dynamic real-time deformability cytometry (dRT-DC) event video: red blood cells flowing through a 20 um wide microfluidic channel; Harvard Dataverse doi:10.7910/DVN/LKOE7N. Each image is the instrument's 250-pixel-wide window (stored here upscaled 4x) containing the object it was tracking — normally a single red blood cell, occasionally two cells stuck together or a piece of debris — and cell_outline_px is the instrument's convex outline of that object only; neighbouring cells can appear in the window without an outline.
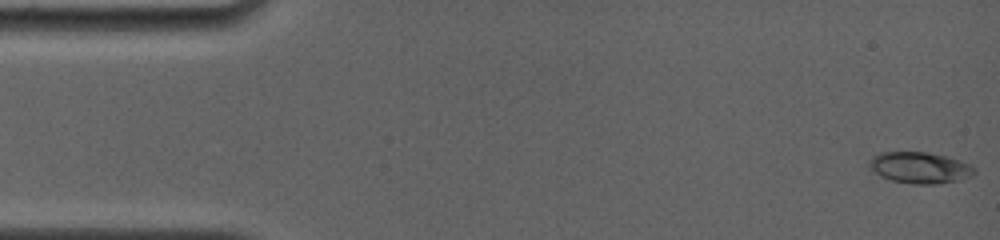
{"species": "common noctule bat (a hibernating species)", "species_latin": "Nyctalus noctula", "temperature_condition": "room temperature", "stored_images_in_passage": 68, "camera_frame_rate_fps": 4000, "um_per_image_px": 0.085, "animal": {"sex": "female", "body_mass_g": 19.0, "forearm_length_mm": 56.7}, "frame": {"image": 1, "passage_image": 1, "time_ms": 0.0, "image_size_px": [1000, 240], "cell_outline_px": [[976, 172], [972, 176], [960, 180], [936, 184], [912, 184], [892, 180], [880, 176], [868, 168], [868, 160], [872, 156], [880, 152], [924, 152], [944, 156], [968, 164], [976, 168]], "centroid_in_image_um": [78.14, 14.26], "position_along_channel_um": 6.9, "area_um2": 19.19}}
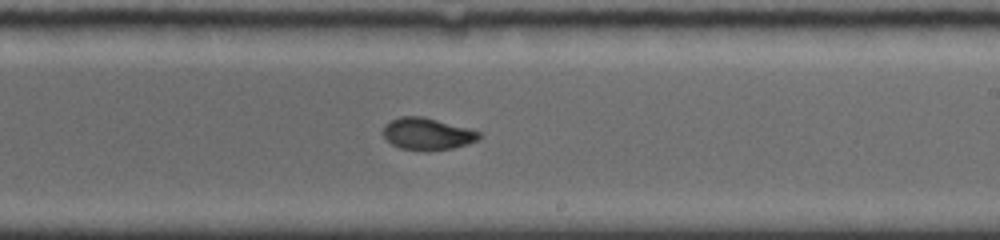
{"frame": {"image": 2, "passage_image": 39, "time_ms": 9.75, "image_size_px": [1000, 240], "cell_outline_px": [[480, 136], [476, 140], [452, 148], [428, 152], [400, 148], [392, 144], [384, 136], [384, 124], [400, 116], [424, 116], [468, 128], [480, 132]], "centroid_in_image_um": [36.29, 11.38], "position_along_channel_um": 252.7, "area_um2": 17.8}}
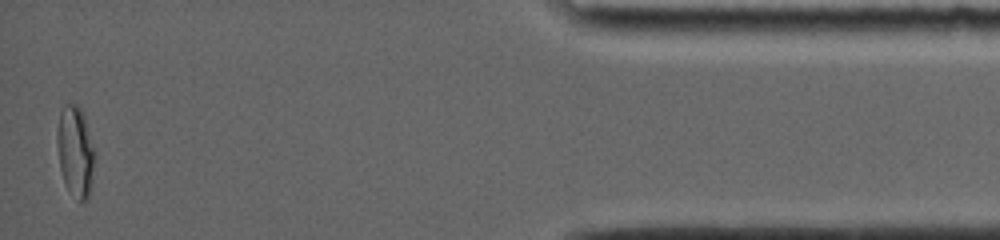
{"frame": {"image": 3, "passage_image": 68, "time_ms": 16.0, "image_size_px": [1000, 240], "cell_outline_px": [[92, 168], [88, 200], [80, 200], [64, 184], [60, 168], [56, 140], [56, 132], [60, 112], [64, 104], [76, 104], [80, 108], [84, 116], [92, 148]], "centroid_in_image_um": [6.34, 12.82], "position_along_channel_um": 428.9, "area_um2": 19.02}}